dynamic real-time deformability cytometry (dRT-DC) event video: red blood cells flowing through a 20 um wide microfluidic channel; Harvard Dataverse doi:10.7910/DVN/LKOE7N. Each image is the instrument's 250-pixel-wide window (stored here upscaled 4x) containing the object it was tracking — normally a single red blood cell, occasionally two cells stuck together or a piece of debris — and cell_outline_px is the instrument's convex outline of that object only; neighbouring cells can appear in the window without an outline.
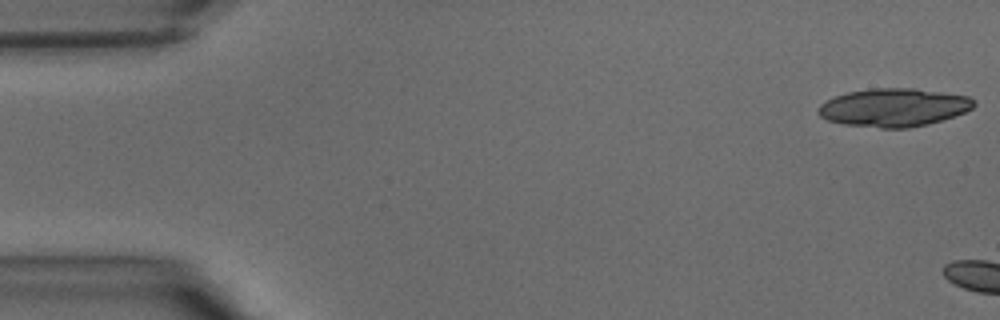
{"species": "common noctule bat (a hibernating species)", "species_latin": "Nyctalus noctula", "temperature_condition": "warm", "stored_images_in_passage": 4, "camera_frame_rate_fps": 3000, "um_per_image_px": 0.085, "animal": {"sex": "male", "body_mass_g": 15.6}, "frame": {"image": 1, "passage_image": 1, "time_ms": 0.0, "image_size_px": [1000, 320], "cell_outline_px": [[976, 104], [972, 108], [964, 112], [928, 124], [908, 128], [880, 128], [844, 124], [828, 120], [820, 116], [816, 112], [816, 108], [820, 104], [836, 96], [848, 92], [868, 88], [916, 88], [968, 96], [976, 100]], "centroid_in_image_um": [75.95, 9.13], "position_along_channel_um": 9.0, "area_um2": 34.68}}